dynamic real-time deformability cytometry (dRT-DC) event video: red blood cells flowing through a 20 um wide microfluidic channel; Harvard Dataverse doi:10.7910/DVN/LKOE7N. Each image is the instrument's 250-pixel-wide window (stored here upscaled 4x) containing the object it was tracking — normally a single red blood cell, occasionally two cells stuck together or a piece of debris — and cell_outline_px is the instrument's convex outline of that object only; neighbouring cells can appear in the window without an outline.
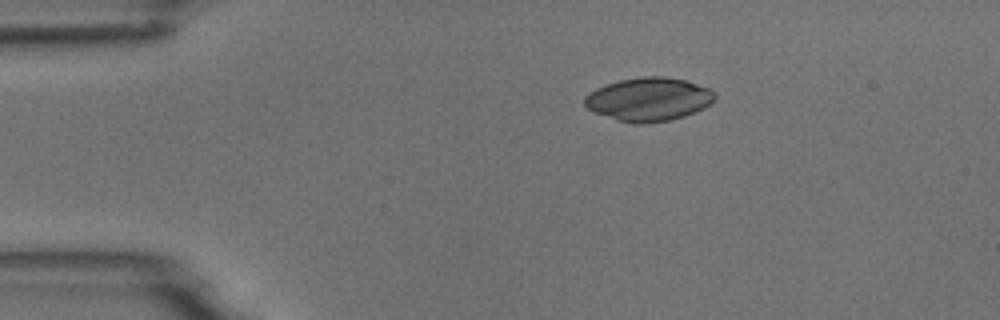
{"species": "common noctule bat (a hibernating species)", "species_latin": "Nyctalus noctula", "temperature_condition": "room temperature", "stored_images_in_passage": 3, "camera_frame_rate_fps": 3000, "um_per_image_px": 0.085, "animal": {"sex": "male", "body_mass_g": 18.8}, "frame": {"image": 1, "passage_image": 3, "time_ms": 2.333, "image_size_px": [1000, 320], "cell_outline_px": [[716, 96], [704, 108], [684, 116], [668, 120], [644, 124], [636, 124], [616, 120], [596, 112], [588, 108], [584, 104], [584, 96], [596, 88], [620, 80], [640, 76], [664, 76], [684, 80], [712, 88], [716, 92]], "centroid_in_image_um": [55.15, 8.43], "position_along_channel_um": 29.8, "area_um2": 32.95}}